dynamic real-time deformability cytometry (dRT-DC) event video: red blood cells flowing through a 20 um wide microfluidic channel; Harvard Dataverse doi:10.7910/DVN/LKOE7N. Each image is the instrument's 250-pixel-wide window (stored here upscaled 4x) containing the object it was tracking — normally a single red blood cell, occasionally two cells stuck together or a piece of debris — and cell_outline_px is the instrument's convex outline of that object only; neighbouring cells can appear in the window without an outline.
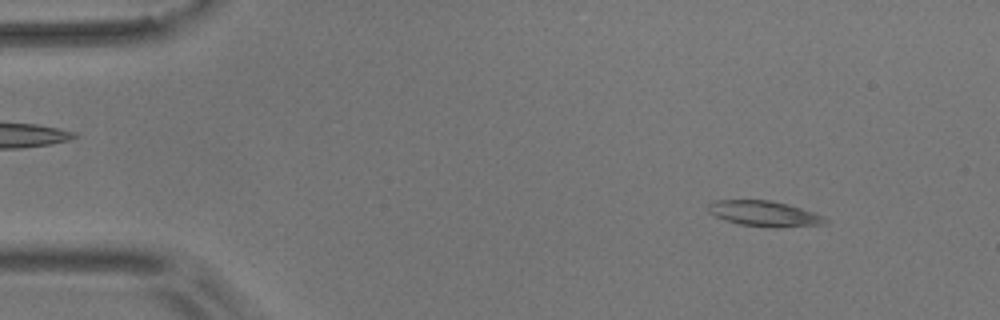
{"species": "common noctule bat (a hibernating species)", "species_latin": "Nyctalus noctula", "temperature_condition": "room temperature", "stored_images_in_passage": 56, "camera_frame_rate_fps": 3000, "um_per_image_px": 0.085, "animal": {"sex": "male", "body_mass_g": 17.9}, "frame": {"image": 1, "passage_image": 6, "time_ms": 1.667, "image_size_px": [1000, 320], "cell_outline_px": [[828, 224], [780, 228], [776, 228], [740, 224], [724, 220], [708, 212], [708, 204], [712, 200], [772, 200], [788, 204], [824, 216], [828, 220]], "centroid_in_image_um": [64.98, 18.16], "position_along_channel_um": 20.0, "area_um2": 17.57}}
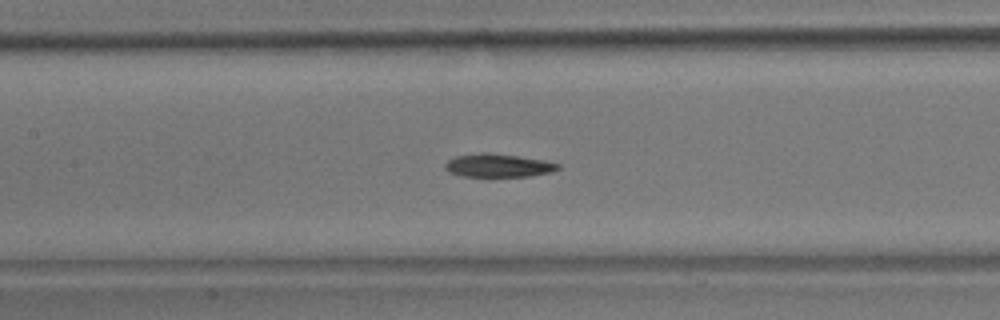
{"frame": {"image": 2, "passage_image": 25, "time_ms": 8.0, "image_size_px": [1000, 320], "cell_outline_px": [[560, 168], [552, 172], [528, 176], [460, 176], [448, 172], [444, 168], [444, 164], [448, 160], [456, 156], [480, 152], [488, 152], [544, 160], [560, 164]], "centroid_in_image_um": [42.31, 14.06], "position_along_channel_um": 165.1, "area_um2": 15.32}}
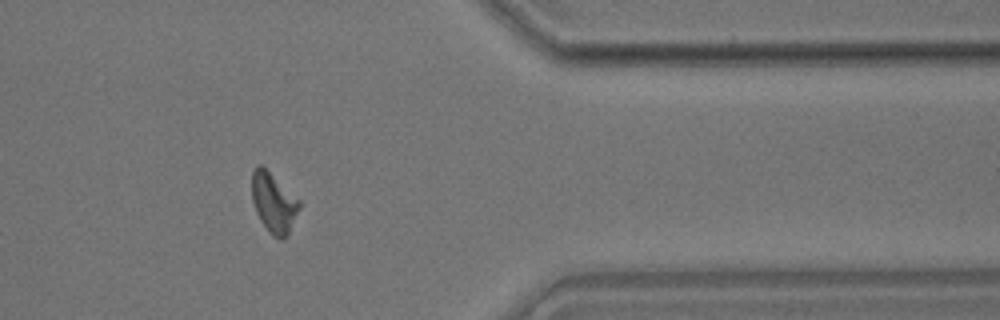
{"frame": {"image": 3, "passage_image": 45, "time_ms": 14.667, "image_size_px": [1000, 320], "cell_outline_px": [[300, 208], [288, 232], [280, 240], [272, 236], [260, 220], [256, 212], [252, 200], [252, 172], [256, 164], [260, 164], [300, 200]], "centroid_in_image_um": [23.24, 17.22], "position_along_channel_um": 388.2, "area_um2": 16.24}}